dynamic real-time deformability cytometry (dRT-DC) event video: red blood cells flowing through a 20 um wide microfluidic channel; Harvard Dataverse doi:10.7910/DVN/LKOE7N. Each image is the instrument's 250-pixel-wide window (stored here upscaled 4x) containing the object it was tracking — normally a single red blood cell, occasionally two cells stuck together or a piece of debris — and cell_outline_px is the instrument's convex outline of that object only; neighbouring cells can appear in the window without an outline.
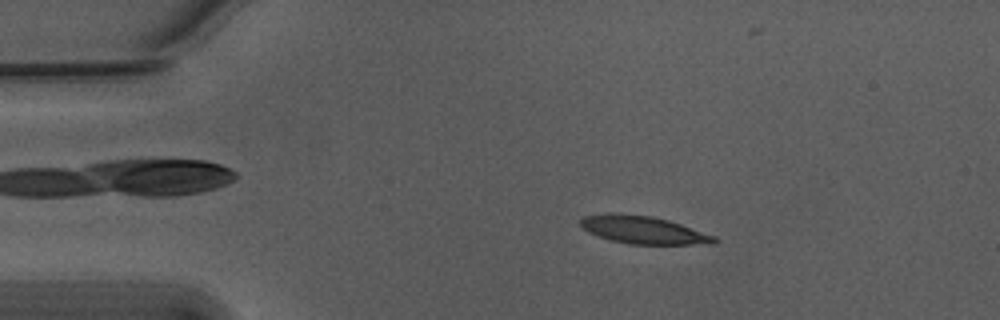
{"species": "Egyptian fruit bat (a non-hibernating species)", "species_latin": "Rousettus aegyptiacus", "temperature_condition": "warm", "stored_images_in_passage": 10, "camera_frame_rate_fps": 3000, "um_per_image_px": 0.085, "animal": {"sex": "male"}, "frame": {"image": 1, "passage_image": 4, "time_ms": 1.0, "image_size_px": [1000, 320], "cell_outline_px": [[720, 240], [716, 244], [628, 244], [612, 240], [588, 232], [580, 224], [580, 220], [584, 216], [608, 212], [612, 212], [652, 216], [668, 220], [716, 236]], "centroid_in_image_um": [54.71, 19.54], "position_along_channel_um": 30.3, "area_um2": 21.68}}